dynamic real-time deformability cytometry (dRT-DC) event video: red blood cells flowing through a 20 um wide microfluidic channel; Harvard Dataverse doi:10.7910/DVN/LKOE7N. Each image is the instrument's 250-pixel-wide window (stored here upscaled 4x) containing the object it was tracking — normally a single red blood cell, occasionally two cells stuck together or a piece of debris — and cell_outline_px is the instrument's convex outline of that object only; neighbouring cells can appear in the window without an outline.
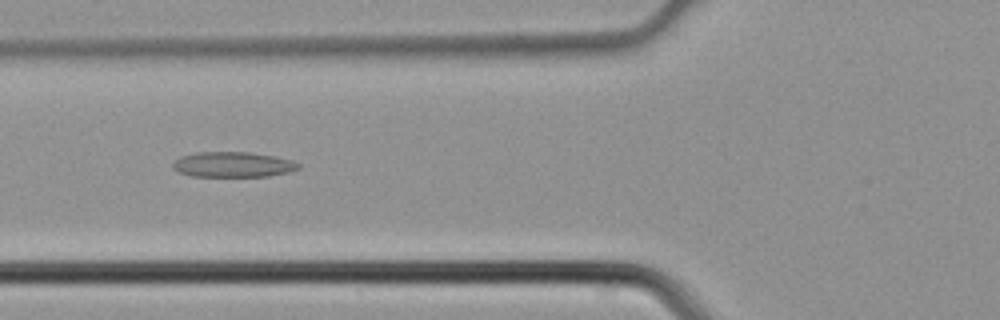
{"species": "common noctule bat (a hibernating species)", "species_latin": "Nyctalus noctula", "temperature_condition": "cold", "stored_images_in_passage": 4, "camera_frame_rate_fps": 3000, "um_per_image_px": 0.085, "animal": {"sex": "male", "body_mass_g": 21.5, "forearm_length_mm": 52.0}, "frame": {"image": 1, "passage_image": 4, "time_ms": 1.0, "image_size_px": [1000, 320], "cell_outline_px": [[300, 168], [288, 172], [268, 176], [192, 176], [180, 172], [172, 168], [172, 164], [180, 156], [196, 152], [248, 152], [272, 156], [292, 160], [300, 164]], "centroid_in_image_um": [19.79, 13.98], "position_along_channel_um": 106.0, "area_um2": 18.38}}